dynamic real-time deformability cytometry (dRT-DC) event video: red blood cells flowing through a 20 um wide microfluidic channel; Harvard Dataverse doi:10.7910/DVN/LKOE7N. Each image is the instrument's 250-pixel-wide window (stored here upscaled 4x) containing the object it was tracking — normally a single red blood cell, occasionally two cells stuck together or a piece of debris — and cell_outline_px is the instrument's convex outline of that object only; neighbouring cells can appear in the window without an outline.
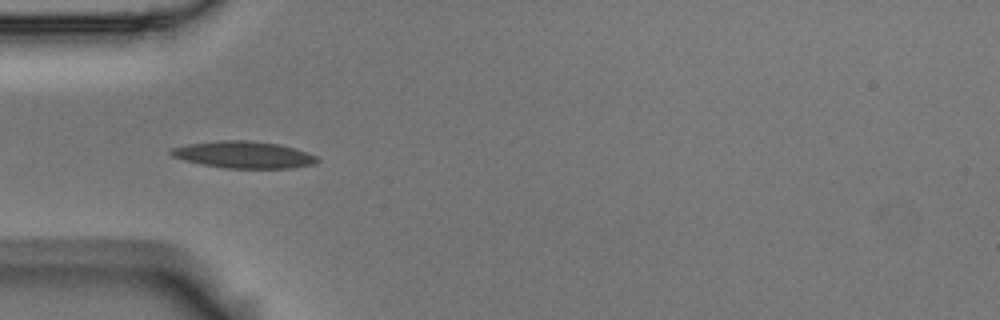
{"species": "Egyptian fruit bat (a non-hibernating species)", "species_latin": "Rousettus aegyptiacus", "temperature_condition": "room temperature", "stored_images_in_passage": 6, "camera_frame_rate_fps": 3000, "um_per_image_px": 0.085, "animal": {"sex": "male"}, "frame": {"image": 1, "passage_image": 5, "time_ms": 1.333, "image_size_px": [1000, 320], "cell_outline_px": [[320, 160], [312, 164], [288, 168], [224, 168], [184, 160], [172, 156], [168, 152], [172, 148], [188, 144], [220, 140], [248, 140], [280, 144], [316, 156]], "centroid_in_image_um": [20.68, 13.14], "position_along_channel_um": 64.3, "area_um2": 22.6}}
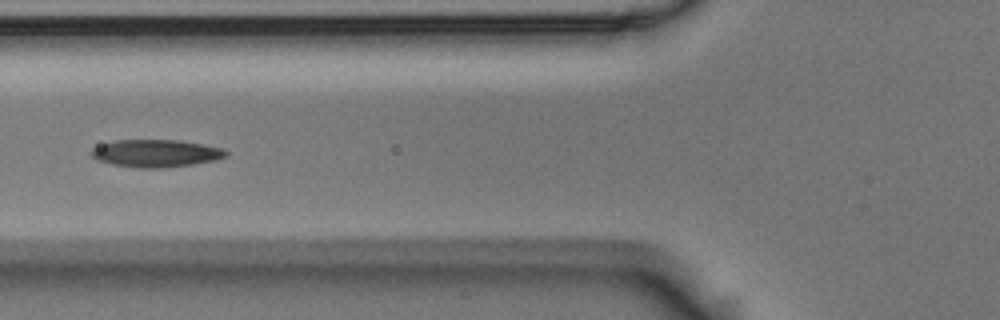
{"frame": {"image": 2, "passage_image": 6, "time_ms": 1.667, "image_size_px": [1000, 320], "cell_outline_px": [[228, 156], [216, 160], [192, 164], [160, 168], [136, 168], [112, 164], [96, 160], [88, 152], [92, 148], [100, 144], [116, 140], [176, 140], [200, 144], [220, 148], [228, 152]], "centroid_in_image_um": [13.19, 13.03], "position_along_channel_um": 112.6, "area_um2": 21.56}}